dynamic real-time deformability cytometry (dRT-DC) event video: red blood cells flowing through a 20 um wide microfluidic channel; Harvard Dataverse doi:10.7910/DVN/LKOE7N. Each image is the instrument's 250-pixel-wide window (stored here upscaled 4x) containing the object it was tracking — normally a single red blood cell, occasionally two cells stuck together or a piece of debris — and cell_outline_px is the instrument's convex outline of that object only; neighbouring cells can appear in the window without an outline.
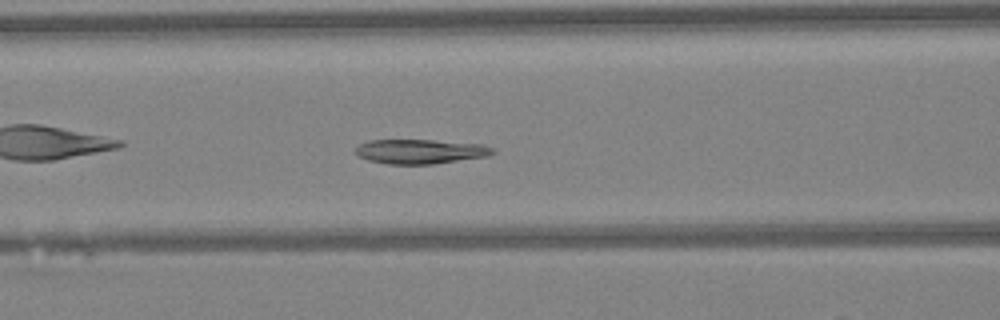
{"species": "Egyptian fruit bat (a non-hibernating species)", "species_latin": "Rousettus aegyptiacus", "temperature_condition": "warm", "stored_images_in_passage": 48, "camera_frame_rate_fps": 3000, "um_per_image_px": 0.085, "animal": {"sex": "female"}, "frame": {"image": 1, "passage_image": 19, "time_ms": 6.0, "image_size_px": [1000, 320], "cell_outline_px": [[496, 152], [488, 156], [432, 164], [388, 164], [368, 160], [356, 156], [356, 148], [360, 144], [368, 140], [432, 140], [480, 144], [496, 148]], "centroid_in_image_um": [35.73, 12.87], "position_along_channel_um": 130.9, "area_um2": 19.59}}
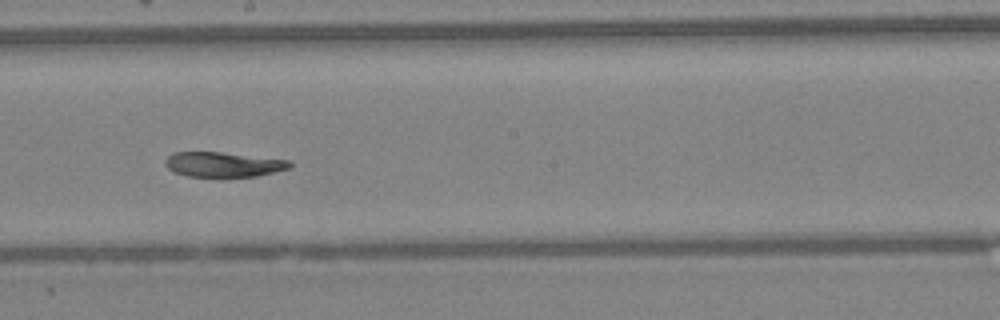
{"frame": {"image": 2, "passage_image": 26, "time_ms": 8.333, "image_size_px": [1000, 320], "cell_outline_px": [[292, 168], [256, 176], [188, 176], [176, 172], [168, 168], [164, 164], [164, 160], [172, 152], [220, 152], [288, 160], [292, 164]], "centroid_in_image_um": [18.97, 13.97], "position_along_channel_um": 229.2, "area_um2": 17.86}}
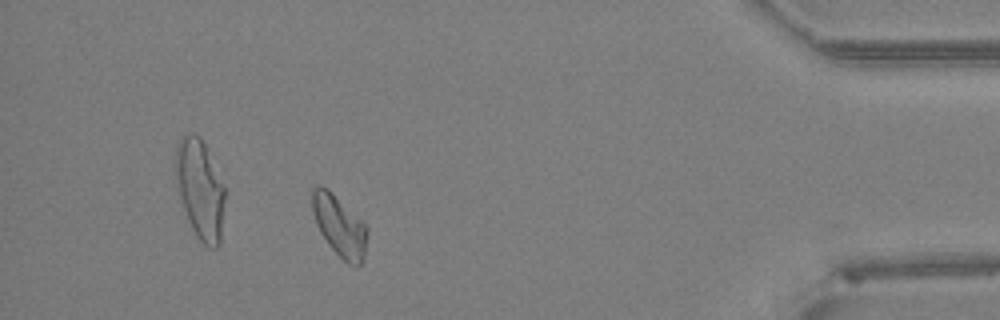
{"frame": {"image": 3, "passage_image": 42, "time_ms": 13.667, "image_size_px": [1000, 320], "cell_outline_px": [[368, 232], [364, 252], [360, 264], [348, 264], [328, 244], [320, 232], [316, 224], [312, 212], [312, 188], [328, 188], [368, 228]], "centroid_in_image_um": [28.83, 19.2], "position_along_channel_um": 406.4, "area_um2": 18.84}, "authors_computed_cell_mechanics": {"area_um2": 19.6809, "velocity_mm_per_s": 4.2355, "shape_relaxation_time_tau1_ms": 7.888, "shape_relaxation_time_tau2_ms": null, "deformation_change_tau1": 0.1742, "deformation_change_tau2": null}}